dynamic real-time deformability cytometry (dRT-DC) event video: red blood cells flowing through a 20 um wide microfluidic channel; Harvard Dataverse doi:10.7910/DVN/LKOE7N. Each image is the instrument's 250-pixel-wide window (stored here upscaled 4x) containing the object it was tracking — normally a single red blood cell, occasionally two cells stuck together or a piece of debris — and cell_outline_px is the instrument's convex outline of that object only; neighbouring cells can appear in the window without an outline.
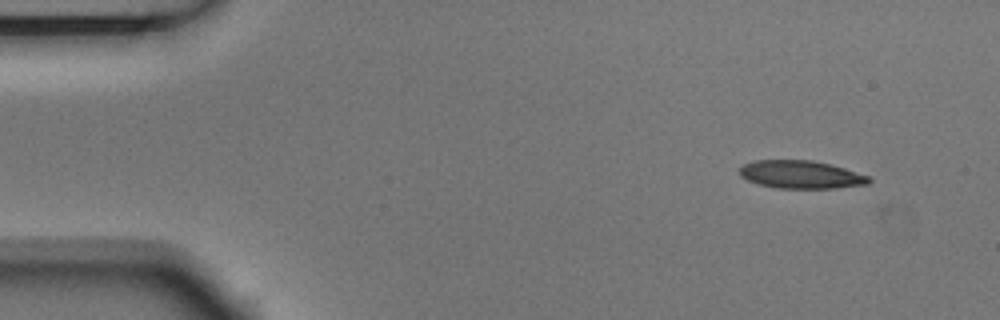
{"species": "Egyptian fruit bat (a non-hibernating species)", "species_latin": "Rousettus aegyptiacus", "temperature_condition": "room temperature", "stored_images_in_passage": 3, "camera_frame_rate_fps": 3000, "um_per_image_px": 0.085, "animal": {"sex": "male"}, "frame": {"image": 1, "passage_image": 1, "time_ms": 0.0, "image_size_px": [1000, 320], "cell_outline_px": [[872, 180], [868, 184], [836, 188], [776, 188], [760, 184], [748, 180], [740, 176], [740, 168], [744, 164], [752, 160], [812, 160], [844, 168], [868, 176]], "centroid_in_image_um": [68.07, 14.84], "position_along_channel_um": 16.9, "area_um2": 20.92}}
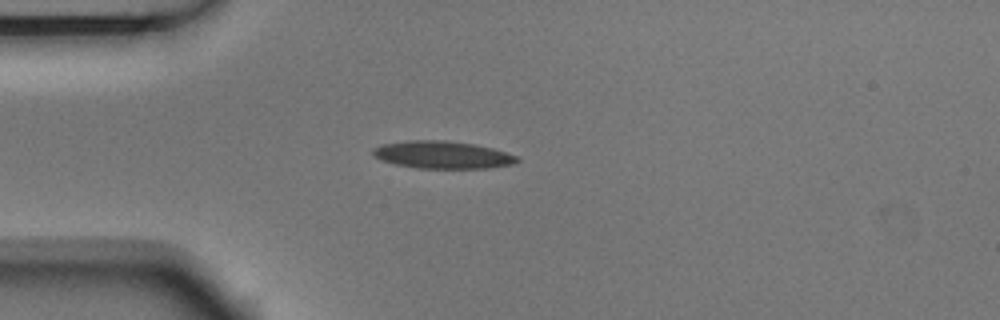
{"frame": {"image": 2, "passage_image": 3, "time_ms": 0.667, "image_size_px": [1000, 320], "cell_outline_px": [[520, 160], [512, 164], [488, 168], [420, 168], [396, 164], [380, 160], [372, 152], [372, 148], [380, 144], [408, 140], [444, 140], [476, 144], [492, 148], [520, 156]], "centroid_in_image_um": [37.62, 13.15], "position_along_channel_um": 47.4, "area_um2": 23.18}}